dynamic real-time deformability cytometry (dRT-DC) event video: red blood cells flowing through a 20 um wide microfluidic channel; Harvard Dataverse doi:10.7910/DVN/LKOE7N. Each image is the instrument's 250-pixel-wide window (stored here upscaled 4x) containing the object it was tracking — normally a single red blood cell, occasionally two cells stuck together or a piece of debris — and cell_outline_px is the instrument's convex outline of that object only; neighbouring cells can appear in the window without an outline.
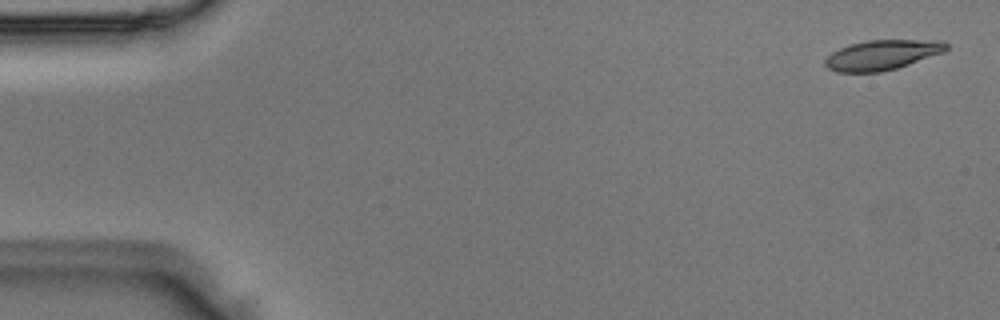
{"species": "Egyptian fruit bat (a non-hibernating species)", "species_latin": "Rousettus aegyptiacus", "temperature_condition": "room temperature", "stored_images_in_passage": 5, "camera_frame_rate_fps": 3000, "um_per_image_px": 0.085, "animal": {"sex": "male"}, "frame": {"image": 1, "passage_image": 1, "time_ms": 0.0, "image_size_px": [1000, 320], "cell_outline_px": [[948, 48], [944, 52], [896, 68], [880, 72], [836, 72], [828, 68], [824, 64], [824, 60], [832, 52], [848, 44], [868, 40], [944, 40], [948, 44]], "centroid_in_image_um": [74.98, 4.66], "position_along_channel_um": 10.0, "area_um2": 21.15}}